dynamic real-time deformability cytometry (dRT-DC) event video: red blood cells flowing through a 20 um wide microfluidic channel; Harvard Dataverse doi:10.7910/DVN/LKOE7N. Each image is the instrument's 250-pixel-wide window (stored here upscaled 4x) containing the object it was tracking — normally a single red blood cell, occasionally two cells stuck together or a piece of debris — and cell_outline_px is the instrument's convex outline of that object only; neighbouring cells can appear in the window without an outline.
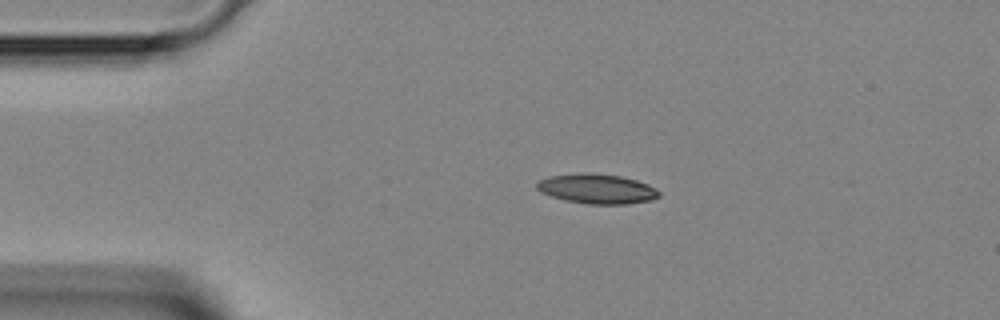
{"species": "Egyptian fruit bat (a non-hibernating species)", "species_latin": "Rousettus aegyptiacus", "temperature_condition": "room temperature", "stored_images_in_passage": 35, "camera_frame_rate_fps": 3000, "um_per_image_px": 0.085, "animal": {"sex": "female"}, "frame": {"image": 1, "passage_image": 1, "time_ms": 0.0, "image_size_px": [1000, 320], "cell_outline_px": [[660, 196], [652, 200], [628, 204], [588, 204], [564, 200], [540, 192], [536, 188], [536, 184], [540, 180], [548, 176], [580, 172], [592, 172], [620, 176], [636, 180], [648, 184], [656, 188], [660, 192]], "centroid_in_image_um": [50.74, 16.04], "position_along_channel_um": 34.3, "area_um2": 21.44}}
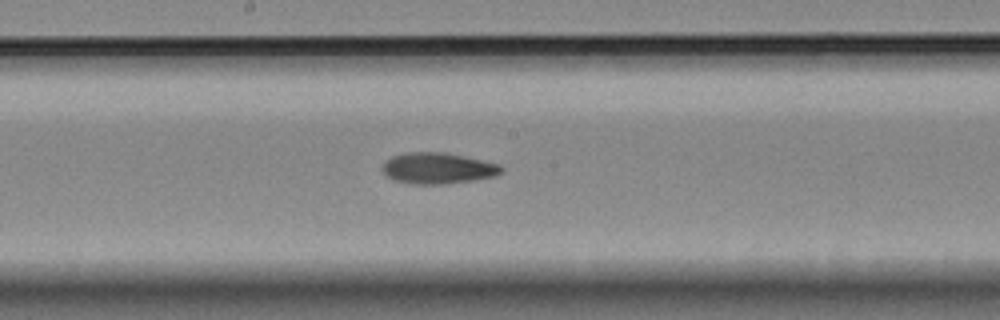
{"frame": {"image": 2, "passage_image": 15, "time_ms": 4.667, "image_size_px": [1000, 320], "cell_outline_px": [[504, 168], [496, 176], [472, 180], [440, 184], [412, 184], [396, 180], [388, 176], [384, 172], [384, 164], [392, 156], [408, 152], [440, 152], [464, 156], [500, 164]], "centroid_in_image_um": [37.25, 14.3], "position_along_channel_um": 210.9, "area_um2": 21.15}}
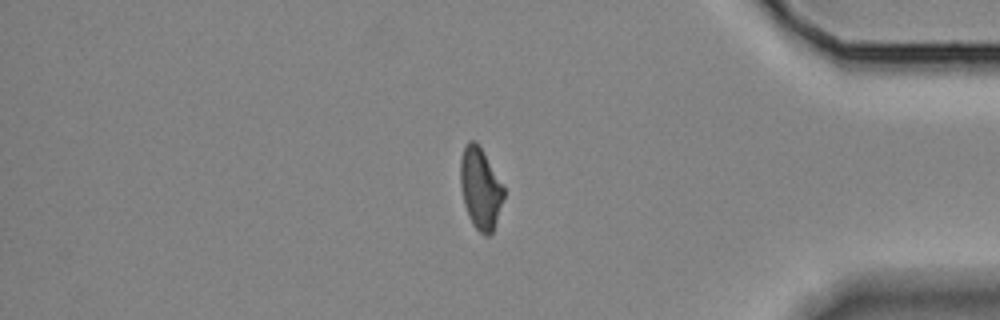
{"frame": {"image": 3, "passage_image": 29, "time_ms": 9.333, "image_size_px": [1000, 320], "cell_outline_px": [[504, 196], [492, 232], [488, 236], [484, 236], [472, 224], [468, 216], [464, 204], [460, 188], [460, 160], [464, 148], [468, 140], [476, 140], [504, 188]], "centroid_in_image_um": [40.8, 16.02], "position_along_channel_um": 394.4, "area_um2": 20.29}}